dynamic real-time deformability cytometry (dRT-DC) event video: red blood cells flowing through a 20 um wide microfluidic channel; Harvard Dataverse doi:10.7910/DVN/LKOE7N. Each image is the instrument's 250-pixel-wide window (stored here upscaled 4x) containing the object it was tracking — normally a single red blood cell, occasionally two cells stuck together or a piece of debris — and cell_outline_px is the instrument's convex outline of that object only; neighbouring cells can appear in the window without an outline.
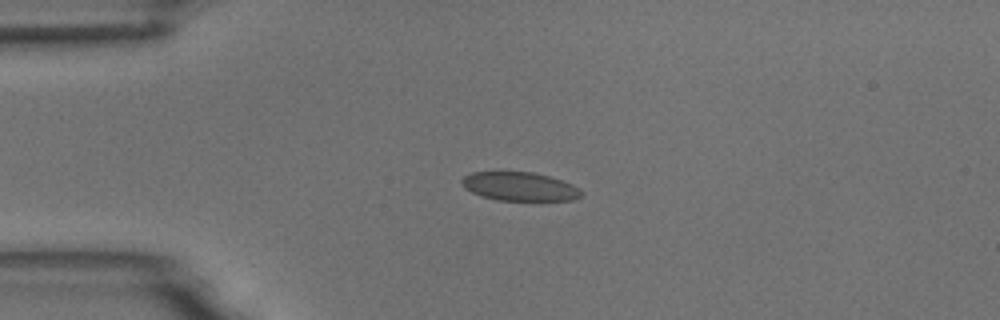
{"species": "common noctule bat (a hibernating species)", "species_latin": "Nyctalus noctula", "temperature_condition": "room temperature", "stored_images_in_passage": 4, "camera_frame_rate_fps": 3000, "um_per_image_px": 0.085, "animal": {"sex": "male", "body_mass_g": 18.8}, "frame": {"image": 1, "passage_image": 4, "time_ms": 3.667, "image_size_px": [1000, 320], "cell_outline_px": [[584, 192], [580, 196], [572, 200], [496, 200], [472, 192], [460, 180], [464, 176], [472, 172], [532, 172], [548, 176], [572, 184]], "centroid_in_image_um": [44.19, 15.85], "position_along_channel_um": 40.8, "area_um2": 19.59}}